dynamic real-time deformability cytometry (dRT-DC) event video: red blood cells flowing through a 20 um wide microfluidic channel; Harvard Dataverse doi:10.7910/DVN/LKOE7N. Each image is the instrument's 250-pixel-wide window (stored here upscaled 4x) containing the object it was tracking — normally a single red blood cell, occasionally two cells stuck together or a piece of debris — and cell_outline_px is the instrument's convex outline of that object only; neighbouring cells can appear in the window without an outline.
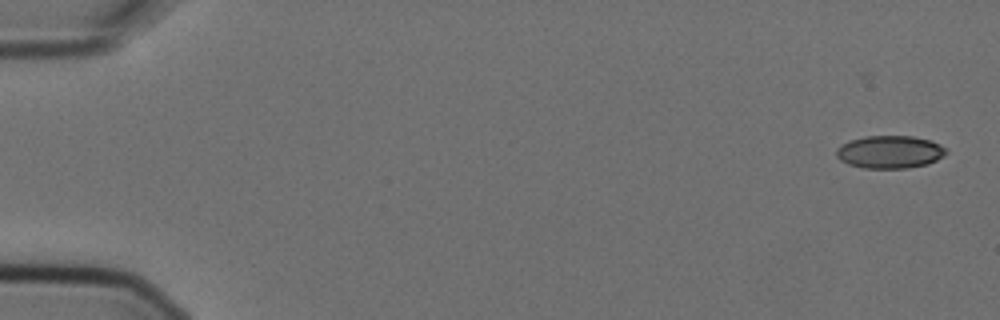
{"species": "Egyptian fruit bat (a non-hibernating species)", "species_latin": "Rousettus aegyptiacus", "temperature_condition": "cold", "stored_images_in_passage": 5, "camera_frame_rate_fps": 3000, "um_per_image_px": 0.085, "animal": {"sex": "female"}, "frame": {"image": 1, "passage_image": 1, "time_ms": 0.0, "image_size_px": [1000, 320], "cell_outline_px": [[948, 152], [944, 156], [928, 164], [908, 168], [864, 168], [848, 164], [840, 160], [836, 156], [836, 148], [848, 140], [864, 136], [912, 136], [928, 140], [940, 144], [948, 148]], "centroid_in_image_um": [75.63, 12.91], "position_along_channel_um": 9.4, "area_um2": 21.15}}
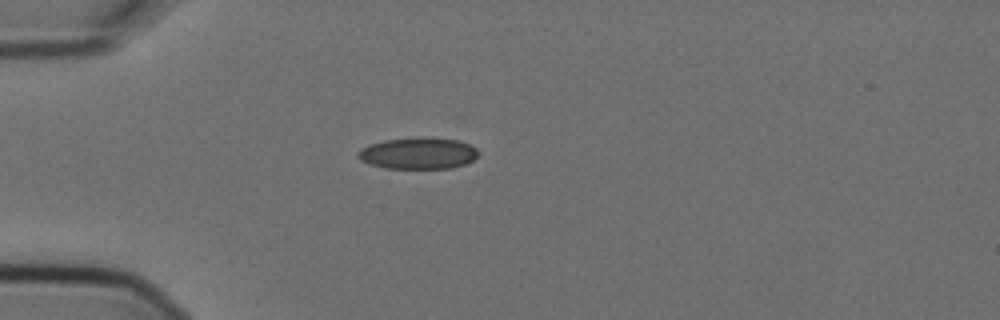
{"frame": {"image": 2, "passage_image": 5, "time_ms": 1.333, "image_size_px": [1000, 320], "cell_outline_px": [[480, 152], [472, 160], [464, 164], [452, 168], [384, 168], [368, 164], [360, 160], [356, 156], [356, 152], [360, 148], [368, 144], [384, 140], [416, 136], [428, 136], [460, 140], [476, 148]], "centroid_in_image_um": [35.5, 13.0], "position_along_channel_um": 49.5, "area_um2": 22.66}}